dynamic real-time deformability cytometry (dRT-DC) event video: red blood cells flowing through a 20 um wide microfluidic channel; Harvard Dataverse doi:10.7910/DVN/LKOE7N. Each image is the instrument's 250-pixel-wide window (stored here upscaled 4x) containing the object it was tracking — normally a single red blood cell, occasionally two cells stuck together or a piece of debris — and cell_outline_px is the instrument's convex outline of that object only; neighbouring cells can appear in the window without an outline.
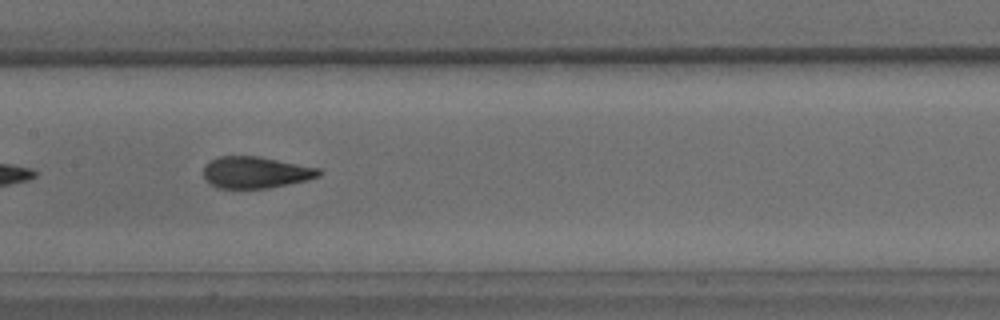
{"species": "common noctule bat (a hibernating species)", "species_latin": "Nyctalus noctula", "temperature_condition": "warm", "stored_images_in_passage": 15, "camera_frame_rate_fps": 3000, "um_per_image_px": 0.085, "animal": {"sex": "male", "body_mass_g": 15.6}, "frame": {"image": 1, "passage_image": 7, "time_ms": 8.0, "image_size_px": [1000, 320], "cell_outline_px": [[324, 172], [320, 176], [308, 180], [268, 188], [216, 188], [204, 176], [204, 164], [220, 156], [260, 156], [320, 168]], "centroid_in_image_um": [21.78, 14.64], "position_along_channel_um": 185.6, "area_um2": 21.33}, "authors_computed_cell_mechanics": {"area_um2": 21.3282, "velocity_mm_per_s": 3.1927, "shape_relaxation_time_tau1_ms": 5.9027, "shape_relaxation_time_tau2_ms": 1.1224, "deformation_change_tau1": 0.1816, "deformation_change_tau2": 0.0421}}